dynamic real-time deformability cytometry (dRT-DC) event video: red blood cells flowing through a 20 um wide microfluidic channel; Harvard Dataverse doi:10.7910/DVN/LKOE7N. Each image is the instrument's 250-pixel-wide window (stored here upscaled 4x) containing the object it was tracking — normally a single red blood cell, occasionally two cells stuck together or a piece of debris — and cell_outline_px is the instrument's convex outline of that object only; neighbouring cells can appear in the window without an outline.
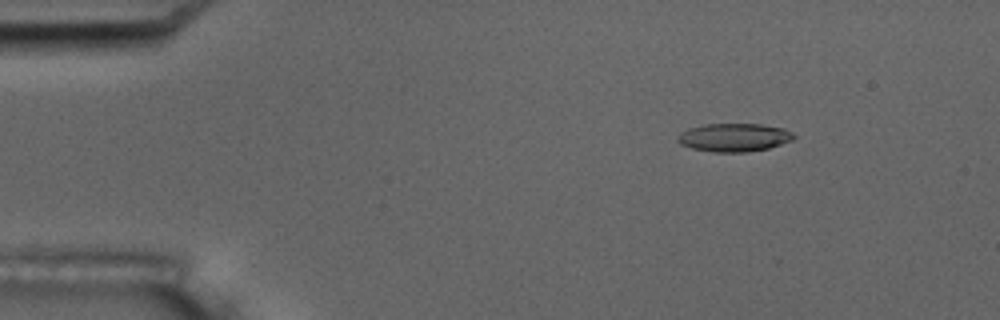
{"species": "common noctule bat (a hibernating species)", "species_latin": "Nyctalus noctula", "temperature_condition": "room temperature", "stored_images_in_passage": 4, "camera_frame_rate_fps": 3000, "um_per_image_px": 0.085, "animal": {"sex": "male", "body_mass_g": 17.5, "forearm_length_mm": 52.3}, "frame": {"image": 1, "passage_image": 2, "time_ms": 1.333, "image_size_px": [1000, 320], "cell_outline_px": [[796, 136], [792, 140], [768, 148], [748, 152], [712, 152], [692, 148], [680, 144], [676, 140], [680, 132], [688, 128], [704, 124], [760, 124], [784, 128], [792, 132]], "centroid_in_image_um": [62.38, 11.68], "position_along_channel_um": 22.6, "area_um2": 19.19}}
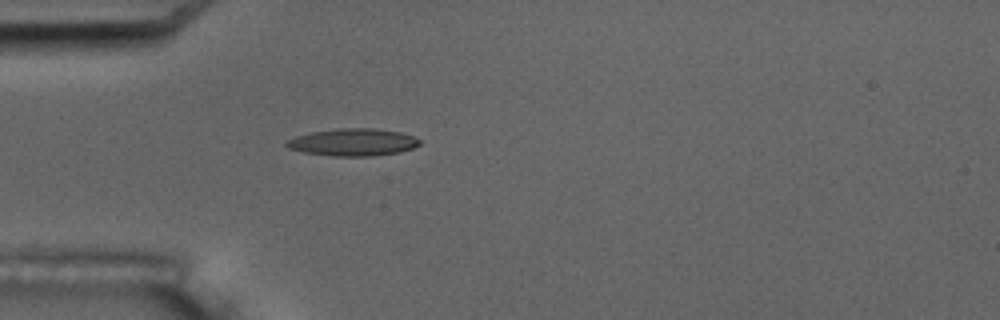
{"frame": {"image": 2, "passage_image": 4, "time_ms": 4.333, "image_size_px": [1000, 320], "cell_outline_px": [[420, 144], [412, 148], [400, 152], [372, 156], [332, 156], [304, 152], [288, 148], [284, 144], [284, 140], [296, 136], [312, 132], [340, 128], [372, 128], [400, 132], [412, 136], [420, 140]], "centroid_in_image_um": [29.97, 12.09], "position_along_channel_um": 55.0, "area_um2": 21.15}}